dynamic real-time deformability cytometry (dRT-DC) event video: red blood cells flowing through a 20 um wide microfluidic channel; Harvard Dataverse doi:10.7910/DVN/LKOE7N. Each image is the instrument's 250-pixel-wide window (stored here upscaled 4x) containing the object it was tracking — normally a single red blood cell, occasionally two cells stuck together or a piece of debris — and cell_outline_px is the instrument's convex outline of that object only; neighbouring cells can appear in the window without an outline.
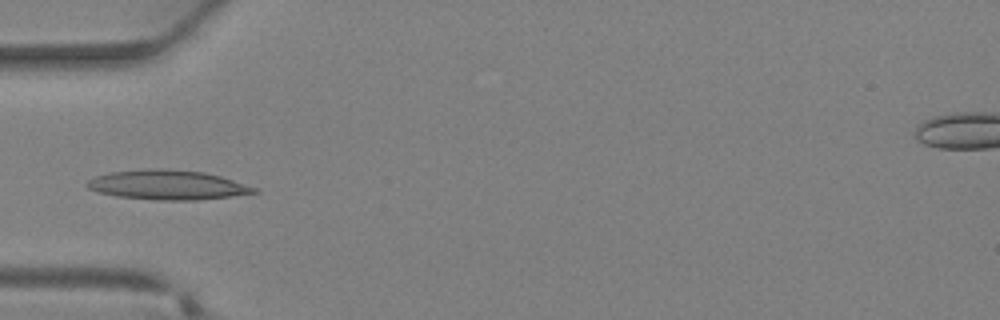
{"species": "Egyptian fruit bat (a non-hibernating species)", "species_latin": "Rousettus aegyptiacus", "temperature_condition": "warm", "stored_images_in_passage": 35, "camera_frame_rate_fps": 3000, "um_per_image_px": 0.085, "animal": {"sex": "female"}, "frame": {"image": 1, "passage_image": 11, "time_ms": 3.333, "image_size_px": [1000, 320], "cell_outline_px": [[260, 192], [232, 196], [196, 200], [160, 200], [116, 196], [100, 192], [88, 188], [88, 180], [96, 176], [112, 172], [140, 168], [160, 168], [204, 172], [220, 176], [256, 188]], "centroid_in_image_um": [14.24, 15.71], "position_along_channel_um": 70.8, "area_um2": 28.55}}